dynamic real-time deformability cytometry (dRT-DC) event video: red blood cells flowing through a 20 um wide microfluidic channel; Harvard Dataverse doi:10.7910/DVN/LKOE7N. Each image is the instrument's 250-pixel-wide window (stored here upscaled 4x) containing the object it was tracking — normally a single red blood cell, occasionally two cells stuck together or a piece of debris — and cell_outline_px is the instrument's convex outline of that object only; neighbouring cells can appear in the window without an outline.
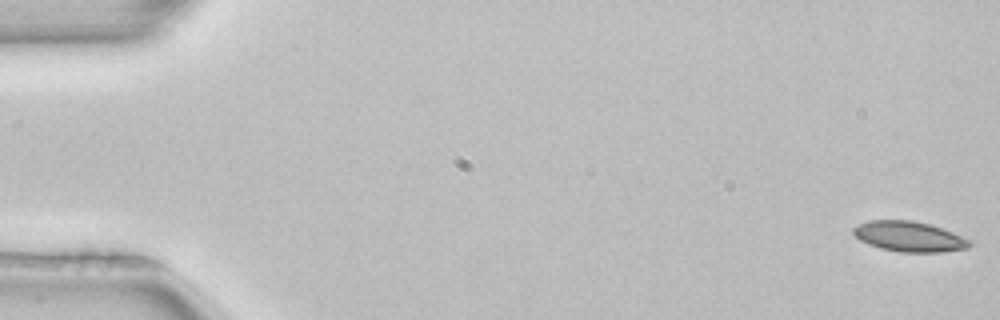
{"species": "common noctule bat (a hibernating species)", "species_latin": "Nyctalus noctula", "temperature_condition": "room temperature", "stored_images_in_passage": 53, "segment_of_instrument_passage": [1, 2], "camera_frame_rate_fps": 3000, "um_per_image_px": 0.085, "animal": {"sex": "female", "body_mass_g": 22.7, "forearm_length_mm": 54.2}, "frame": {"image": 1, "passage_image": 1, "time_ms": 0.0, "image_size_px": [1000, 320], "cell_outline_px": [[972, 244], [968, 248], [940, 252], [900, 252], [880, 248], [868, 244], [860, 240], [852, 232], [852, 228], [856, 224], [868, 220], [912, 220], [928, 224], [952, 232], [972, 240]], "centroid_in_image_um": [77.26, 20.1], "position_along_channel_um": 7.7, "area_um2": 20.58}}
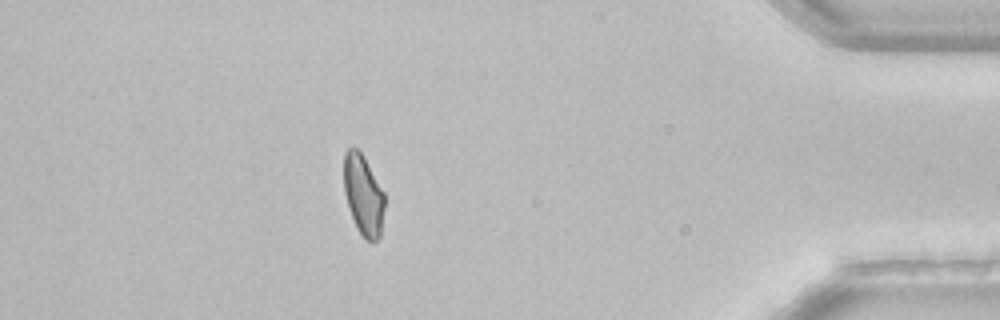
{"frame": {"image": 2, "passage_image": 46, "time_ms": 15.0, "image_size_px": [1000, 320], "cell_outline_px": [[384, 208], [380, 236], [376, 240], [368, 240], [356, 228], [344, 192], [344, 152], [348, 148], [356, 148], [364, 156], [384, 192]], "centroid_in_image_um": [30.88, 16.54], "position_along_channel_um": 404.3, "area_um2": 18.84}}